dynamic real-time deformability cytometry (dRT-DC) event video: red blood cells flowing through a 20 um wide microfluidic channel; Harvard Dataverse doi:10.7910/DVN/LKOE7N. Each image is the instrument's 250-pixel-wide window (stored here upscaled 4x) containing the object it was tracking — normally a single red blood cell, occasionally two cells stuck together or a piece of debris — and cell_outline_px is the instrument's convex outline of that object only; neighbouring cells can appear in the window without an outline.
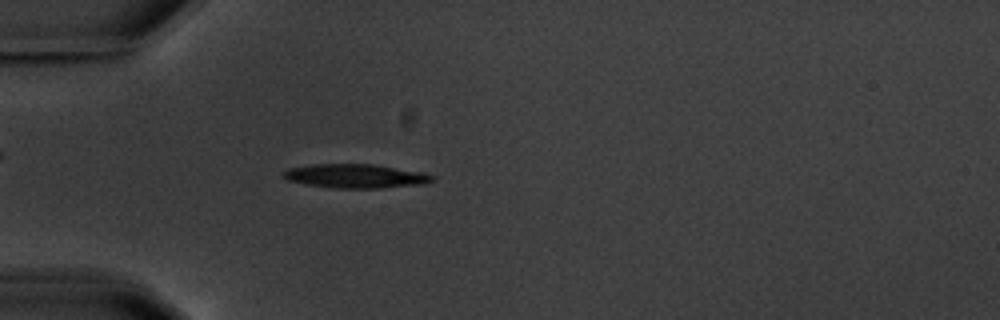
{"species": "common noctule bat (a hibernating species)", "species_latin": "Nyctalus noctula", "temperature_condition": "warm", "stored_images_in_passage": 3, "camera_frame_rate_fps": 3000, "um_per_image_px": 0.085, "animal": {"sex": "male", "body_mass_g": 20.1, "forearm_length_mm": 53.5}, "frame": {"image": 1, "passage_image": 3, "time_ms": 3.333, "image_size_px": [1000, 320], "cell_outline_px": [[436, 176], [432, 180], [424, 184], [380, 188], [332, 188], [308, 184], [288, 180], [280, 172], [288, 168], [312, 164], [372, 164], [424, 172]], "centroid_in_image_um": [30.23, 14.96], "position_along_channel_um": 54.8, "area_um2": 20.81}}